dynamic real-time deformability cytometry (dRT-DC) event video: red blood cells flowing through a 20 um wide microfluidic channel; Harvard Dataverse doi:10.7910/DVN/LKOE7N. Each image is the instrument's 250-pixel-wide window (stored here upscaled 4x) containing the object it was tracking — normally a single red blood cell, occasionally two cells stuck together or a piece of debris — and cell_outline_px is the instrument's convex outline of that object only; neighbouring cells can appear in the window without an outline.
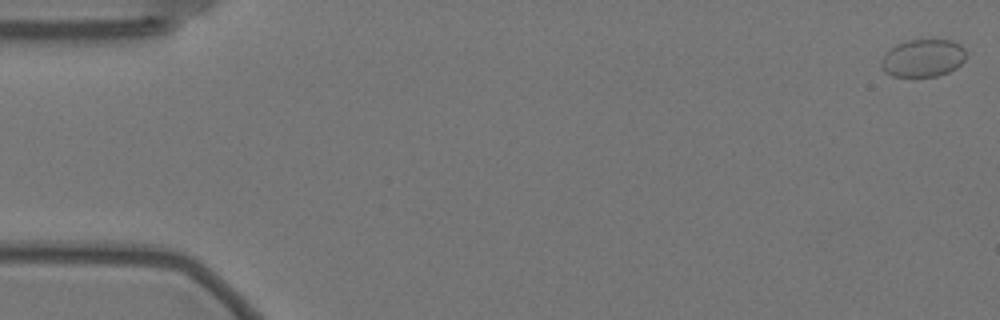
{"species": "Egyptian fruit bat (a non-hibernating species)", "species_latin": "Rousettus aegyptiacus", "temperature_condition": "warm", "stored_images_in_passage": 58, "camera_frame_rate_fps": 3000, "um_per_image_px": 0.085, "animal": {"sex": "female"}, "frame": {"image": 1, "passage_image": 1, "time_ms": 0.0, "image_size_px": [1000, 320], "cell_outline_px": [[968, 52], [964, 60], [956, 68], [948, 72], [936, 76], [892, 76], [884, 72], [880, 64], [880, 60], [884, 52], [908, 40], [952, 40], [960, 44]], "centroid_in_image_um": [78.45, 4.94], "position_along_channel_um": 6.5, "area_um2": 18.67}}
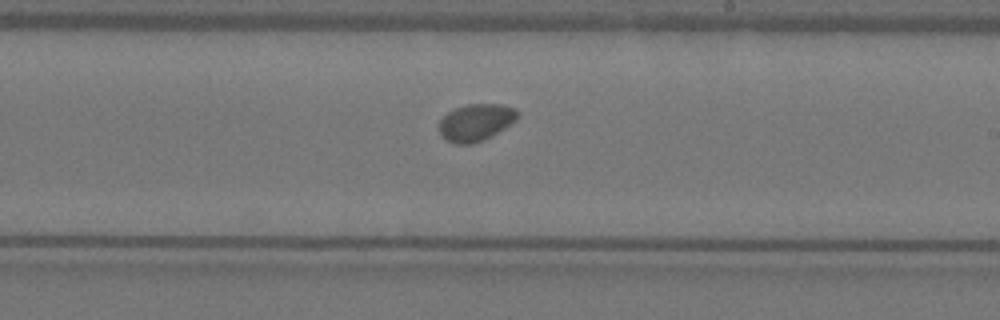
{"frame": {"image": 2, "passage_image": 34, "time_ms": 11.0, "image_size_px": [1000, 320], "cell_outline_px": [[520, 116], [516, 120], [504, 128], [472, 144], [456, 144], [444, 140], [440, 136], [440, 120], [448, 112], [456, 108], [468, 104], [504, 104], [516, 108], [520, 112]], "centroid_in_image_um": [40.46, 10.38], "position_along_channel_um": 248.5, "area_um2": 16.88}}
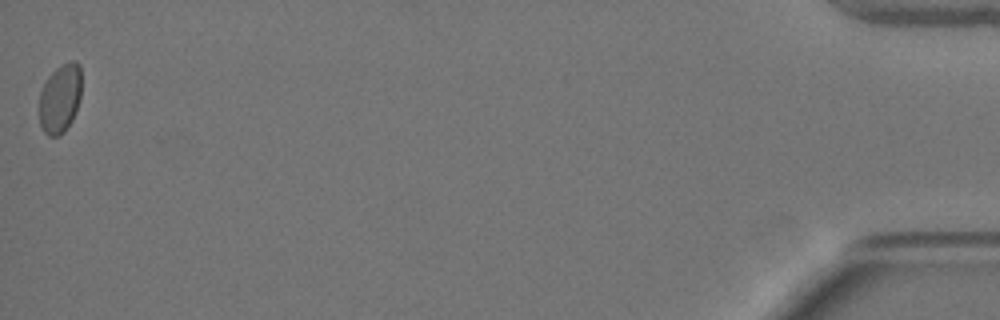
{"frame": {"image": 3, "passage_image": 58, "time_ms": 19.0, "image_size_px": [1000, 320], "cell_outline_px": [[80, 100], [76, 112], [72, 120], [64, 132], [60, 136], [48, 136], [44, 132], [40, 124], [40, 92], [48, 76], [56, 68], [72, 60], [76, 60], [80, 64]], "centroid_in_image_um": [5.11, 8.38], "position_along_channel_um": 430.1, "area_um2": 16.99}}